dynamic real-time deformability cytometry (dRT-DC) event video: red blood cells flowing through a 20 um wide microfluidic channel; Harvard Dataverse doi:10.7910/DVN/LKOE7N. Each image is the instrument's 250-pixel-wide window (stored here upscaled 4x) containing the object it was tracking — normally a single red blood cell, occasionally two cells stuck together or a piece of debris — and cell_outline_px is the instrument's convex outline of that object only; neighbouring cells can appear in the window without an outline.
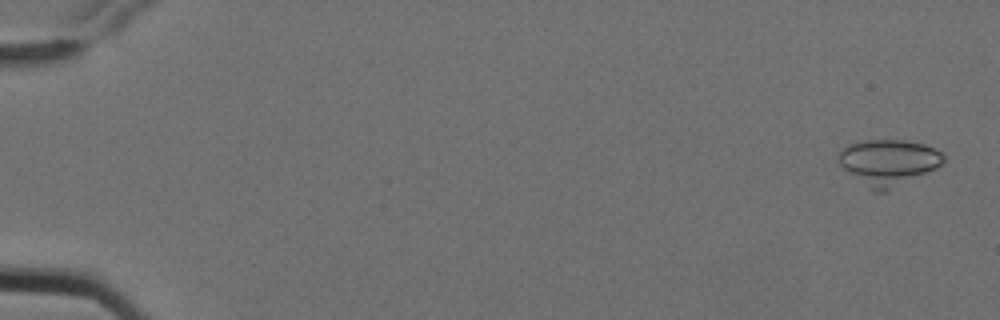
{"species": "Egyptian fruit bat (a non-hibernating species)", "species_latin": "Rousettus aegyptiacus", "temperature_condition": "cold", "stored_images_in_passage": 6, "camera_frame_rate_fps": 3000, "um_per_image_px": 0.085, "animal": {"sex": "female"}, "frame": {"image": 1, "passage_image": 1, "time_ms": 0.0, "image_size_px": [1000, 320], "cell_outline_px": [[944, 160], [936, 168], [888, 192], [872, 192], [848, 172], [840, 164], [840, 152], [848, 144], [864, 140], [904, 140], [924, 144], [936, 148], [944, 156]], "centroid_in_image_um": [75.53, 13.81], "position_along_channel_um": 9.5, "area_um2": 27.98}}